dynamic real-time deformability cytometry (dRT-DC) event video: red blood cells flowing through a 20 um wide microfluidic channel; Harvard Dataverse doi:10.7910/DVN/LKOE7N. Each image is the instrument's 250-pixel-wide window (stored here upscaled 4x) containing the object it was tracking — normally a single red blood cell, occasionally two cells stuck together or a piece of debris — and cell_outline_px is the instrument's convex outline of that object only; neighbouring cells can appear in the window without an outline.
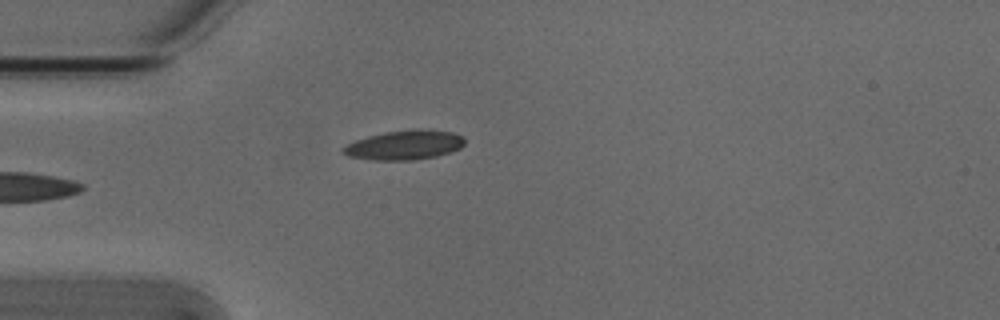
{"species": "Egyptian fruit bat (a non-hibernating species)", "species_latin": "Rousettus aegyptiacus", "temperature_condition": "cold", "stored_images_in_passage": 5, "camera_frame_rate_fps": 3000, "um_per_image_px": 0.085, "animal": {"sex": "male"}, "frame": {"image": 1, "passage_image": 5, "time_ms": 1.333, "image_size_px": [1000, 320], "cell_outline_px": [[464, 144], [460, 148], [436, 156], [412, 160], [372, 160], [348, 156], [340, 152], [340, 148], [356, 140], [368, 136], [384, 132], [412, 128], [428, 128], [452, 132], [464, 136]], "centroid_in_image_um": [34.37, 12.31], "position_along_channel_um": 50.6, "area_um2": 21.15}}